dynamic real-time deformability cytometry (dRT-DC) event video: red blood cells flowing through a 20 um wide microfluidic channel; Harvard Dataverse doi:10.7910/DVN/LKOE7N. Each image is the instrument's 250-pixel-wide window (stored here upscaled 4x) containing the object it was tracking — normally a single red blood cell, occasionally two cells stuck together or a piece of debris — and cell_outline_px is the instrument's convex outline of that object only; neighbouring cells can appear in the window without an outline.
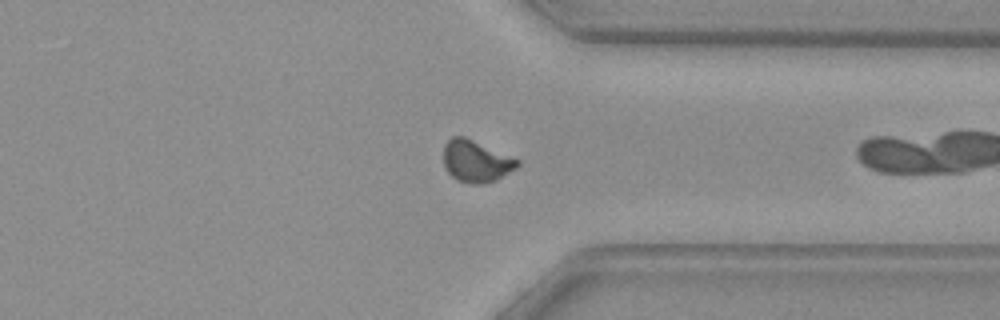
{"species": "common noctule bat (a hibernating species)", "species_latin": "Nyctalus noctula", "temperature_condition": "warm", "stored_images_in_passage": 32, "camera_frame_rate_fps": 3000, "um_per_image_px": 0.085, "animal": {"sex": "female", "body_mass_g": 29.2, "forearm_length_mm": 56.3}, "frame": {"image": 1, "passage_image": 23, "time_ms": 7.333, "image_size_px": [1000, 320], "cell_outline_px": [[520, 164], [516, 168], [496, 180], [480, 184], [472, 184], [456, 180], [448, 172], [444, 164], [444, 144], [452, 136], [464, 136], [520, 160]], "centroid_in_image_um": [40.46, 13.7], "position_along_channel_um": 370.9, "area_um2": 17.92}}